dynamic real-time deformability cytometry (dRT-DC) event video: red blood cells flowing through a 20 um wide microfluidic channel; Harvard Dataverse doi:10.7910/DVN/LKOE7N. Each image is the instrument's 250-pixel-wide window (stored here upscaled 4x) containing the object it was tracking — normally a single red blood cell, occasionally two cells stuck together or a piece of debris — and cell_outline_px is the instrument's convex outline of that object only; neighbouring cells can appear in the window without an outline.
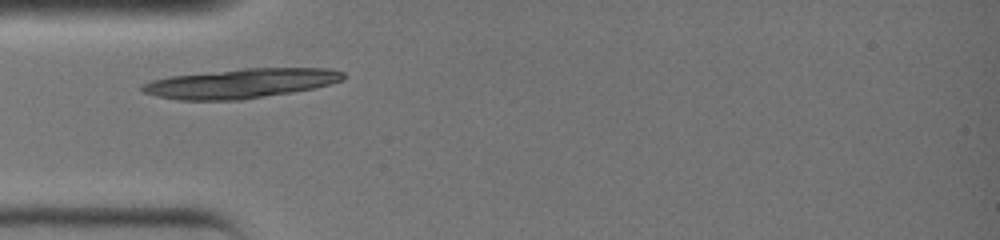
{"species": "common noctule bat (a hibernating species)", "species_latin": "Nyctalus noctula", "temperature_condition": "warm", "stored_images_in_passage": 7, "camera_frame_rate_fps": 3000, "um_per_image_px": 0.085, "animal": {"sex": "female", "body_mass_g": 19.0, "forearm_length_mm": 51.5}, "frame": {"image": 1, "passage_image": 1, "time_ms": 0.0, "image_size_px": [1000, 240], "cell_outline_px": [[344, 80], [316, 88], [292, 92], [240, 100], [180, 100], [156, 96], [144, 92], [140, 88], [140, 84], [152, 80], [168, 76], [240, 68], [332, 68], [344, 72]], "centroid_in_image_um": [20.47, 7.08], "position_along_channel_um": 64.5, "area_um2": 34.91}}
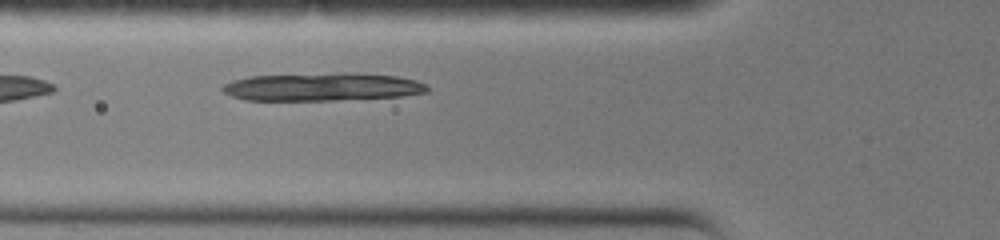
{"frame": {"image": 2, "passage_image": 3, "time_ms": 0.667, "image_size_px": [1000, 240], "cell_outline_px": [[428, 92], [400, 96], [336, 100], [244, 100], [232, 96], [224, 92], [220, 88], [224, 84], [232, 80], [252, 76], [348, 72], [396, 76], [416, 80], [424, 84], [428, 88]], "centroid_in_image_um": [27.37, 7.38], "position_along_channel_um": 98.4, "area_um2": 33.35}}